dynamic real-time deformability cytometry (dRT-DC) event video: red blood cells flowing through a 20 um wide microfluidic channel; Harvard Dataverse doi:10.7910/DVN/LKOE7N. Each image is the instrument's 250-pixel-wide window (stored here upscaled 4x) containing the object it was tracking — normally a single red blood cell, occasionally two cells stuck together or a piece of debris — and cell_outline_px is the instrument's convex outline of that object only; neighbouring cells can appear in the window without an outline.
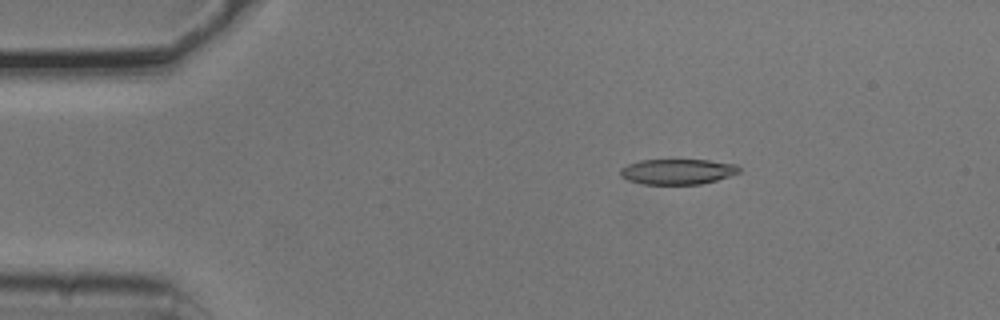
{"species": "common noctule bat (a hibernating species)", "species_latin": "Nyctalus noctula", "temperature_condition": "cold", "stored_images_in_passage": 2, "camera_frame_rate_fps": 3000, "um_per_image_px": 0.085, "animal": {"sex": "male", "body_mass_g": 20.5, "forearm_length_mm": 52.5}, "frame": {"image": 1, "passage_image": 1, "time_ms": 0.0, "image_size_px": [1000, 320], "cell_outline_px": [[740, 172], [716, 180], [700, 184], [644, 184], [628, 180], [620, 176], [620, 168], [628, 164], [640, 160], [708, 160], [736, 164], [740, 168]], "centroid_in_image_um": [57.57, 14.58], "position_along_channel_um": 27.4, "area_um2": 17.51}}